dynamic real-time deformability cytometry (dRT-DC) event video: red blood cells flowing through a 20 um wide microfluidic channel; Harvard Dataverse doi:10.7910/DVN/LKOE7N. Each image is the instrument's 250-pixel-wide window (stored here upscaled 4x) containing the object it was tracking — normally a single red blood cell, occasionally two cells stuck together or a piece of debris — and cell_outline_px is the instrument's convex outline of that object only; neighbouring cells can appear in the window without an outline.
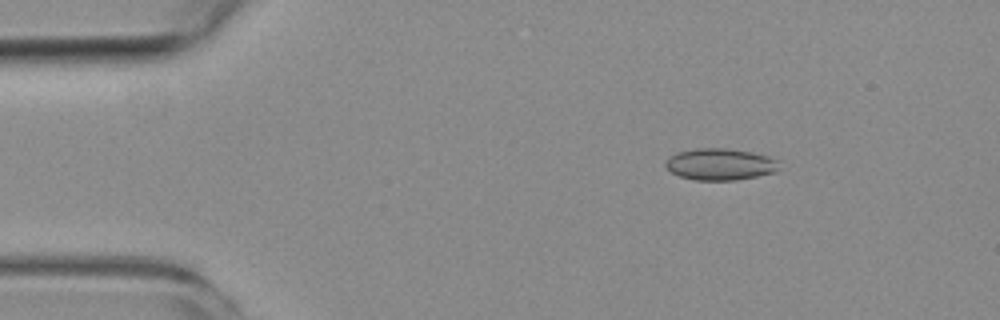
{"species": "common noctule bat (a hibernating species)", "species_latin": "Nyctalus noctula", "temperature_condition": "room temperature", "stored_images_in_passage": 4, "camera_frame_rate_fps": 3000, "um_per_image_px": 0.085, "animal": {"sex": "female", "body_mass_g": 19.3, "forearm_length_mm": 54.1}, "frame": {"image": 1, "passage_image": 1, "time_ms": 0.0, "image_size_px": [1000, 320], "cell_outline_px": [[776, 172], [736, 180], [696, 180], [680, 176], [672, 172], [664, 164], [664, 160], [676, 152], [696, 148], [724, 148], [752, 152], [768, 156], [776, 160]], "centroid_in_image_um": [61.15, 13.95], "position_along_channel_um": 23.8, "area_um2": 20.81}}